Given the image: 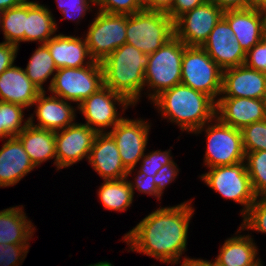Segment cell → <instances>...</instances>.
Instances as JSON below:
<instances>
[{"label": "cell", "instance_id": "cell-1", "mask_svg": "<svg viewBox=\"0 0 266 266\" xmlns=\"http://www.w3.org/2000/svg\"><path fill=\"white\" fill-rule=\"evenodd\" d=\"M191 202L159 207L147 215L123 238L130 250L161 263L177 264L186 250L189 222L194 213Z\"/></svg>", "mask_w": 266, "mask_h": 266}, {"label": "cell", "instance_id": "cell-2", "mask_svg": "<svg viewBox=\"0 0 266 266\" xmlns=\"http://www.w3.org/2000/svg\"><path fill=\"white\" fill-rule=\"evenodd\" d=\"M152 102L162 117L178 124L181 131L193 133L215 118L216 103L208 95L182 83L164 90Z\"/></svg>", "mask_w": 266, "mask_h": 266}, {"label": "cell", "instance_id": "cell-3", "mask_svg": "<svg viewBox=\"0 0 266 266\" xmlns=\"http://www.w3.org/2000/svg\"><path fill=\"white\" fill-rule=\"evenodd\" d=\"M148 62L149 54L128 43L123 44L101 62L104 86L136 105L144 89Z\"/></svg>", "mask_w": 266, "mask_h": 266}, {"label": "cell", "instance_id": "cell-4", "mask_svg": "<svg viewBox=\"0 0 266 266\" xmlns=\"http://www.w3.org/2000/svg\"><path fill=\"white\" fill-rule=\"evenodd\" d=\"M174 36V22L166 12L147 10L127 15L126 43L145 54L157 51Z\"/></svg>", "mask_w": 266, "mask_h": 266}, {"label": "cell", "instance_id": "cell-5", "mask_svg": "<svg viewBox=\"0 0 266 266\" xmlns=\"http://www.w3.org/2000/svg\"><path fill=\"white\" fill-rule=\"evenodd\" d=\"M187 46L175 35L157 51L149 54L145 69L144 82L153 93L148 97L153 100L164 90L181 83V64L184 49Z\"/></svg>", "mask_w": 266, "mask_h": 266}, {"label": "cell", "instance_id": "cell-6", "mask_svg": "<svg viewBox=\"0 0 266 266\" xmlns=\"http://www.w3.org/2000/svg\"><path fill=\"white\" fill-rule=\"evenodd\" d=\"M223 70L202 47H186L181 64V83L208 95L215 103L222 95Z\"/></svg>", "mask_w": 266, "mask_h": 266}, {"label": "cell", "instance_id": "cell-7", "mask_svg": "<svg viewBox=\"0 0 266 266\" xmlns=\"http://www.w3.org/2000/svg\"><path fill=\"white\" fill-rule=\"evenodd\" d=\"M214 120L215 123L212 125L208 122V126H202L193 132L194 134H199L202 130L206 132L207 149L204 162L207 167L234 165L244 161L245 151L241 130L224 124L216 116Z\"/></svg>", "mask_w": 266, "mask_h": 266}, {"label": "cell", "instance_id": "cell-8", "mask_svg": "<svg viewBox=\"0 0 266 266\" xmlns=\"http://www.w3.org/2000/svg\"><path fill=\"white\" fill-rule=\"evenodd\" d=\"M104 86L101 62L79 68H60L49 91L66 101L79 105Z\"/></svg>", "mask_w": 266, "mask_h": 266}, {"label": "cell", "instance_id": "cell-9", "mask_svg": "<svg viewBox=\"0 0 266 266\" xmlns=\"http://www.w3.org/2000/svg\"><path fill=\"white\" fill-rule=\"evenodd\" d=\"M200 177L206 185L220 193L224 198L243 205L242 217L255 202L257 196L253 192L244 161L234 165L210 168L209 172Z\"/></svg>", "mask_w": 266, "mask_h": 266}, {"label": "cell", "instance_id": "cell-10", "mask_svg": "<svg viewBox=\"0 0 266 266\" xmlns=\"http://www.w3.org/2000/svg\"><path fill=\"white\" fill-rule=\"evenodd\" d=\"M86 33V43L94 61L102 62L126 43V14L96 13Z\"/></svg>", "mask_w": 266, "mask_h": 266}, {"label": "cell", "instance_id": "cell-11", "mask_svg": "<svg viewBox=\"0 0 266 266\" xmlns=\"http://www.w3.org/2000/svg\"><path fill=\"white\" fill-rule=\"evenodd\" d=\"M223 13L211 0H207L174 22V35L188 47H202Z\"/></svg>", "mask_w": 266, "mask_h": 266}, {"label": "cell", "instance_id": "cell-12", "mask_svg": "<svg viewBox=\"0 0 266 266\" xmlns=\"http://www.w3.org/2000/svg\"><path fill=\"white\" fill-rule=\"evenodd\" d=\"M116 102L119 106L121 104L124 110L132 105L123 95L103 86L81 102L77 108L86 119L84 125L97 133H104L106 132L104 129H107V127L113 128L124 118L119 116L115 106Z\"/></svg>", "mask_w": 266, "mask_h": 266}, {"label": "cell", "instance_id": "cell-13", "mask_svg": "<svg viewBox=\"0 0 266 266\" xmlns=\"http://www.w3.org/2000/svg\"><path fill=\"white\" fill-rule=\"evenodd\" d=\"M150 127L142 119L123 118L108 132L114 138L122 164L128 170L127 177L144 155Z\"/></svg>", "mask_w": 266, "mask_h": 266}, {"label": "cell", "instance_id": "cell-14", "mask_svg": "<svg viewBox=\"0 0 266 266\" xmlns=\"http://www.w3.org/2000/svg\"><path fill=\"white\" fill-rule=\"evenodd\" d=\"M97 132L84 123H75L55 132L57 170L83 158L88 160Z\"/></svg>", "mask_w": 266, "mask_h": 266}, {"label": "cell", "instance_id": "cell-15", "mask_svg": "<svg viewBox=\"0 0 266 266\" xmlns=\"http://www.w3.org/2000/svg\"><path fill=\"white\" fill-rule=\"evenodd\" d=\"M202 48L222 70L244 65L246 60V52L223 17L210 32Z\"/></svg>", "mask_w": 266, "mask_h": 266}, {"label": "cell", "instance_id": "cell-16", "mask_svg": "<svg viewBox=\"0 0 266 266\" xmlns=\"http://www.w3.org/2000/svg\"><path fill=\"white\" fill-rule=\"evenodd\" d=\"M215 116L224 124L242 130L266 119L264 99L221 97L216 100Z\"/></svg>", "mask_w": 266, "mask_h": 266}, {"label": "cell", "instance_id": "cell-17", "mask_svg": "<svg viewBox=\"0 0 266 266\" xmlns=\"http://www.w3.org/2000/svg\"><path fill=\"white\" fill-rule=\"evenodd\" d=\"M222 97H266V73L245 64L223 70ZM225 94V95H224Z\"/></svg>", "mask_w": 266, "mask_h": 266}, {"label": "cell", "instance_id": "cell-18", "mask_svg": "<svg viewBox=\"0 0 266 266\" xmlns=\"http://www.w3.org/2000/svg\"><path fill=\"white\" fill-rule=\"evenodd\" d=\"M223 18L246 53L266 36V11L254 8L227 10Z\"/></svg>", "mask_w": 266, "mask_h": 266}, {"label": "cell", "instance_id": "cell-19", "mask_svg": "<svg viewBox=\"0 0 266 266\" xmlns=\"http://www.w3.org/2000/svg\"><path fill=\"white\" fill-rule=\"evenodd\" d=\"M45 94L46 91L40 92L33 103L37 108L34 112L38 123L33 122V114L28 117L29 123L32 126L54 132L75 124L73 121L76 109L68 101L58 96H46Z\"/></svg>", "mask_w": 266, "mask_h": 266}, {"label": "cell", "instance_id": "cell-20", "mask_svg": "<svg viewBox=\"0 0 266 266\" xmlns=\"http://www.w3.org/2000/svg\"><path fill=\"white\" fill-rule=\"evenodd\" d=\"M88 162L103 180L127 177L128 170L122 164L114 138L108 132L97 133Z\"/></svg>", "mask_w": 266, "mask_h": 266}, {"label": "cell", "instance_id": "cell-21", "mask_svg": "<svg viewBox=\"0 0 266 266\" xmlns=\"http://www.w3.org/2000/svg\"><path fill=\"white\" fill-rule=\"evenodd\" d=\"M34 168L20 139L7 138L0 149V188L15 185Z\"/></svg>", "mask_w": 266, "mask_h": 266}, {"label": "cell", "instance_id": "cell-22", "mask_svg": "<svg viewBox=\"0 0 266 266\" xmlns=\"http://www.w3.org/2000/svg\"><path fill=\"white\" fill-rule=\"evenodd\" d=\"M45 44L57 69L85 67L95 62L89 53L86 39L60 33ZM86 58L89 60L86 61Z\"/></svg>", "mask_w": 266, "mask_h": 266}, {"label": "cell", "instance_id": "cell-23", "mask_svg": "<svg viewBox=\"0 0 266 266\" xmlns=\"http://www.w3.org/2000/svg\"><path fill=\"white\" fill-rule=\"evenodd\" d=\"M40 92L21 67L12 65L0 74V101L29 108Z\"/></svg>", "mask_w": 266, "mask_h": 266}, {"label": "cell", "instance_id": "cell-24", "mask_svg": "<svg viewBox=\"0 0 266 266\" xmlns=\"http://www.w3.org/2000/svg\"><path fill=\"white\" fill-rule=\"evenodd\" d=\"M17 137L35 167L49 159H54L57 167L54 131L38 128L28 123Z\"/></svg>", "mask_w": 266, "mask_h": 266}, {"label": "cell", "instance_id": "cell-25", "mask_svg": "<svg viewBox=\"0 0 266 266\" xmlns=\"http://www.w3.org/2000/svg\"><path fill=\"white\" fill-rule=\"evenodd\" d=\"M27 218L23 206L0 211V244H29L35 227Z\"/></svg>", "mask_w": 266, "mask_h": 266}, {"label": "cell", "instance_id": "cell-26", "mask_svg": "<svg viewBox=\"0 0 266 266\" xmlns=\"http://www.w3.org/2000/svg\"><path fill=\"white\" fill-rule=\"evenodd\" d=\"M56 21L48 7L26 0V30L24 42L38 41L45 44L57 30Z\"/></svg>", "mask_w": 266, "mask_h": 266}, {"label": "cell", "instance_id": "cell-27", "mask_svg": "<svg viewBox=\"0 0 266 266\" xmlns=\"http://www.w3.org/2000/svg\"><path fill=\"white\" fill-rule=\"evenodd\" d=\"M257 249L250 235L239 234L224 242L214 263L218 266H252L260 260Z\"/></svg>", "mask_w": 266, "mask_h": 266}, {"label": "cell", "instance_id": "cell-28", "mask_svg": "<svg viewBox=\"0 0 266 266\" xmlns=\"http://www.w3.org/2000/svg\"><path fill=\"white\" fill-rule=\"evenodd\" d=\"M98 197L105 209L126 211L133 201V191L127 177L119 180H104Z\"/></svg>", "mask_w": 266, "mask_h": 266}, {"label": "cell", "instance_id": "cell-29", "mask_svg": "<svg viewBox=\"0 0 266 266\" xmlns=\"http://www.w3.org/2000/svg\"><path fill=\"white\" fill-rule=\"evenodd\" d=\"M25 72L30 81L41 92L45 91L43 88L44 82L50 78L49 76L53 75L48 90L51 88L55 76L54 72H57V68L46 44H40L35 49L25 68Z\"/></svg>", "mask_w": 266, "mask_h": 266}, {"label": "cell", "instance_id": "cell-30", "mask_svg": "<svg viewBox=\"0 0 266 266\" xmlns=\"http://www.w3.org/2000/svg\"><path fill=\"white\" fill-rule=\"evenodd\" d=\"M0 28L3 31L5 43L18 46L24 42L26 30V1L21 5L3 10Z\"/></svg>", "mask_w": 266, "mask_h": 266}, {"label": "cell", "instance_id": "cell-31", "mask_svg": "<svg viewBox=\"0 0 266 266\" xmlns=\"http://www.w3.org/2000/svg\"><path fill=\"white\" fill-rule=\"evenodd\" d=\"M26 109L17 104L0 101V138L17 136L29 123L27 119L22 125L24 118L23 110ZM22 125V126H21Z\"/></svg>", "mask_w": 266, "mask_h": 266}, {"label": "cell", "instance_id": "cell-32", "mask_svg": "<svg viewBox=\"0 0 266 266\" xmlns=\"http://www.w3.org/2000/svg\"><path fill=\"white\" fill-rule=\"evenodd\" d=\"M244 162L254 194L266 197V150L245 153Z\"/></svg>", "mask_w": 266, "mask_h": 266}, {"label": "cell", "instance_id": "cell-33", "mask_svg": "<svg viewBox=\"0 0 266 266\" xmlns=\"http://www.w3.org/2000/svg\"><path fill=\"white\" fill-rule=\"evenodd\" d=\"M243 218L237 233L246 229L247 231L249 229L266 233V197H256L255 202L250 206Z\"/></svg>", "mask_w": 266, "mask_h": 266}, {"label": "cell", "instance_id": "cell-34", "mask_svg": "<svg viewBox=\"0 0 266 266\" xmlns=\"http://www.w3.org/2000/svg\"><path fill=\"white\" fill-rule=\"evenodd\" d=\"M245 153L266 150V119L241 130Z\"/></svg>", "mask_w": 266, "mask_h": 266}, {"label": "cell", "instance_id": "cell-35", "mask_svg": "<svg viewBox=\"0 0 266 266\" xmlns=\"http://www.w3.org/2000/svg\"><path fill=\"white\" fill-rule=\"evenodd\" d=\"M94 4L100 6L98 11L109 14L131 15L142 11V0H94Z\"/></svg>", "mask_w": 266, "mask_h": 266}, {"label": "cell", "instance_id": "cell-36", "mask_svg": "<svg viewBox=\"0 0 266 266\" xmlns=\"http://www.w3.org/2000/svg\"><path fill=\"white\" fill-rule=\"evenodd\" d=\"M170 151V149L163 152L161 150H156L147 155L144 154L141 158V160H143L139 171L148 176L150 175V177L155 176L163 165L170 164L173 161Z\"/></svg>", "mask_w": 266, "mask_h": 266}, {"label": "cell", "instance_id": "cell-37", "mask_svg": "<svg viewBox=\"0 0 266 266\" xmlns=\"http://www.w3.org/2000/svg\"><path fill=\"white\" fill-rule=\"evenodd\" d=\"M29 246L30 244H0V266H19L25 259Z\"/></svg>", "mask_w": 266, "mask_h": 266}, {"label": "cell", "instance_id": "cell-38", "mask_svg": "<svg viewBox=\"0 0 266 266\" xmlns=\"http://www.w3.org/2000/svg\"><path fill=\"white\" fill-rule=\"evenodd\" d=\"M56 2L62 14L71 20H74L75 15L78 17V20H80L79 18H82L87 10H92V6L89 4H94V0H56Z\"/></svg>", "mask_w": 266, "mask_h": 266}, {"label": "cell", "instance_id": "cell-39", "mask_svg": "<svg viewBox=\"0 0 266 266\" xmlns=\"http://www.w3.org/2000/svg\"><path fill=\"white\" fill-rule=\"evenodd\" d=\"M247 67L266 73V36L246 53Z\"/></svg>", "mask_w": 266, "mask_h": 266}, {"label": "cell", "instance_id": "cell-40", "mask_svg": "<svg viewBox=\"0 0 266 266\" xmlns=\"http://www.w3.org/2000/svg\"><path fill=\"white\" fill-rule=\"evenodd\" d=\"M179 169L177 164L172 161L170 164L163 165L154 176V183L157 186L158 193L162 196L165 187L174 181L177 177Z\"/></svg>", "mask_w": 266, "mask_h": 266}, {"label": "cell", "instance_id": "cell-41", "mask_svg": "<svg viewBox=\"0 0 266 266\" xmlns=\"http://www.w3.org/2000/svg\"><path fill=\"white\" fill-rule=\"evenodd\" d=\"M135 183L129 180L131 189L134 195V189H137L140 193H145L148 195L156 196L158 200L161 195L157 191V186L154 183V176L146 175L143 172L138 171L136 178H134Z\"/></svg>", "mask_w": 266, "mask_h": 266}, {"label": "cell", "instance_id": "cell-42", "mask_svg": "<svg viewBox=\"0 0 266 266\" xmlns=\"http://www.w3.org/2000/svg\"><path fill=\"white\" fill-rule=\"evenodd\" d=\"M206 1L207 0H173L171 8L166 13L172 21L175 22L181 15L191 11Z\"/></svg>", "mask_w": 266, "mask_h": 266}, {"label": "cell", "instance_id": "cell-43", "mask_svg": "<svg viewBox=\"0 0 266 266\" xmlns=\"http://www.w3.org/2000/svg\"><path fill=\"white\" fill-rule=\"evenodd\" d=\"M18 50L16 45L0 43V74L14 64Z\"/></svg>", "mask_w": 266, "mask_h": 266}, {"label": "cell", "instance_id": "cell-44", "mask_svg": "<svg viewBox=\"0 0 266 266\" xmlns=\"http://www.w3.org/2000/svg\"><path fill=\"white\" fill-rule=\"evenodd\" d=\"M221 10H236L250 8V0H211Z\"/></svg>", "mask_w": 266, "mask_h": 266}, {"label": "cell", "instance_id": "cell-45", "mask_svg": "<svg viewBox=\"0 0 266 266\" xmlns=\"http://www.w3.org/2000/svg\"><path fill=\"white\" fill-rule=\"evenodd\" d=\"M144 9L167 12L172 4L173 0H142Z\"/></svg>", "mask_w": 266, "mask_h": 266}, {"label": "cell", "instance_id": "cell-46", "mask_svg": "<svg viewBox=\"0 0 266 266\" xmlns=\"http://www.w3.org/2000/svg\"><path fill=\"white\" fill-rule=\"evenodd\" d=\"M26 0H0V10H7L12 7L21 5Z\"/></svg>", "mask_w": 266, "mask_h": 266}, {"label": "cell", "instance_id": "cell-47", "mask_svg": "<svg viewBox=\"0 0 266 266\" xmlns=\"http://www.w3.org/2000/svg\"><path fill=\"white\" fill-rule=\"evenodd\" d=\"M181 266H207V260L203 259H190L185 256Z\"/></svg>", "mask_w": 266, "mask_h": 266}, {"label": "cell", "instance_id": "cell-48", "mask_svg": "<svg viewBox=\"0 0 266 266\" xmlns=\"http://www.w3.org/2000/svg\"><path fill=\"white\" fill-rule=\"evenodd\" d=\"M250 8L266 11V0H250Z\"/></svg>", "mask_w": 266, "mask_h": 266}, {"label": "cell", "instance_id": "cell-49", "mask_svg": "<svg viewBox=\"0 0 266 266\" xmlns=\"http://www.w3.org/2000/svg\"><path fill=\"white\" fill-rule=\"evenodd\" d=\"M207 266H218V265L215 264L214 262H210L207 260Z\"/></svg>", "mask_w": 266, "mask_h": 266}, {"label": "cell", "instance_id": "cell-50", "mask_svg": "<svg viewBox=\"0 0 266 266\" xmlns=\"http://www.w3.org/2000/svg\"><path fill=\"white\" fill-rule=\"evenodd\" d=\"M252 266H263L262 265V263H261V261L259 260L258 262H256L254 265H252Z\"/></svg>", "mask_w": 266, "mask_h": 266}, {"label": "cell", "instance_id": "cell-51", "mask_svg": "<svg viewBox=\"0 0 266 266\" xmlns=\"http://www.w3.org/2000/svg\"><path fill=\"white\" fill-rule=\"evenodd\" d=\"M265 101V114H266V97L264 98Z\"/></svg>", "mask_w": 266, "mask_h": 266}, {"label": "cell", "instance_id": "cell-52", "mask_svg": "<svg viewBox=\"0 0 266 266\" xmlns=\"http://www.w3.org/2000/svg\"><path fill=\"white\" fill-rule=\"evenodd\" d=\"M2 12H3V11L0 10V23H1V15H2Z\"/></svg>", "mask_w": 266, "mask_h": 266}]
</instances>
